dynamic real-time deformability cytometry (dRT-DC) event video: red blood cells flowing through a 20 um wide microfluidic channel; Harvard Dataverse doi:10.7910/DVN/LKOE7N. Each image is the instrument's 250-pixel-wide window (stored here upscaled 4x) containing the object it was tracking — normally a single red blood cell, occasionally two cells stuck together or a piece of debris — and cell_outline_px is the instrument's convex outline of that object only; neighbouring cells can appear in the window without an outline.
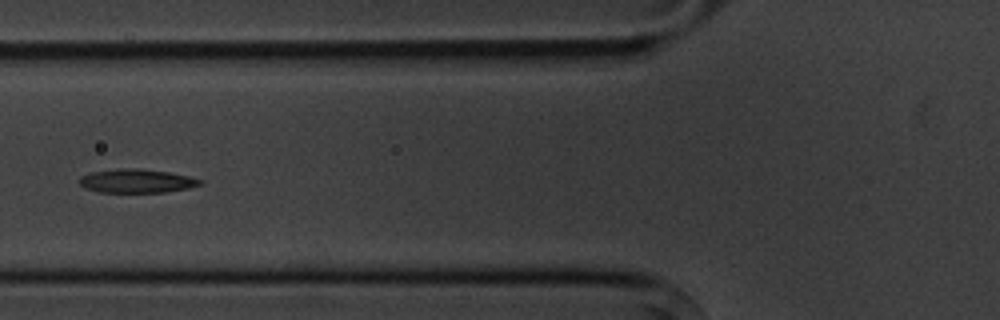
{"species": "common noctule bat (a hibernating species)", "species_latin": "Nyctalus noctula", "temperature_condition": "cold", "stored_images_in_passage": 6, "camera_frame_rate_fps": 3000, "um_per_image_px": 0.085, "animal": {"sex": "male", "body_mass_g": 20.1, "forearm_length_mm": 53.5}, "frame": {"image": 1, "passage_image": 6, "time_ms": 6.667, "image_size_px": [1000, 320], "cell_outline_px": [[204, 184], [188, 188], [164, 192], [100, 192], [84, 188], [80, 184], [80, 176], [92, 172], [120, 168], [140, 168], [168, 172], [188, 176], [204, 180]], "centroid_in_image_um": [11.64, 15.38], "position_along_channel_um": 114.2, "area_um2": 16.7}}